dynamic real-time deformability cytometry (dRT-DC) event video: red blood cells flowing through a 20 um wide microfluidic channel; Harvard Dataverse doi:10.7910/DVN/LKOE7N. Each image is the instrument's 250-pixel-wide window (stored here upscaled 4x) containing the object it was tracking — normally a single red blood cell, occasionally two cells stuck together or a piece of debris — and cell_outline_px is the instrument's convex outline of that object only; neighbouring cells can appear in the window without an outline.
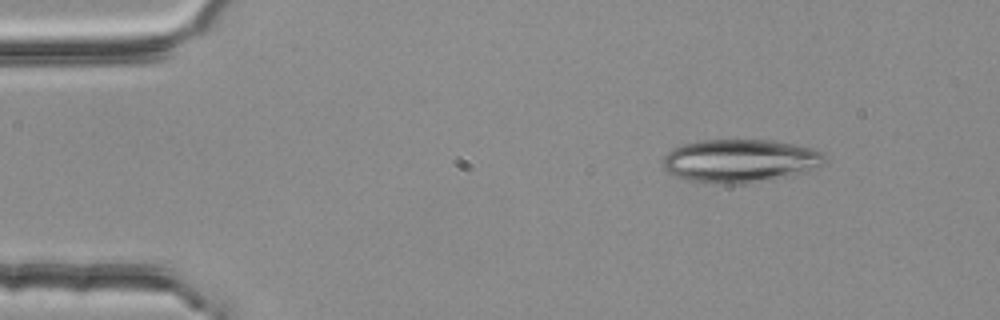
{"species": "common noctule bat (a hibernating species)", "species_latin": "Nyctalus noctula", "temperature_condition": "room temperature", "stored_images_in_passage": 3, "camera_frame_rate_fps": 3000, "um_per_image_px": 0.085, "animal": {"sex": "female", "body_mass_g": 25.1}, "frame": {"image": 1, "passage_image": 1, "time_ms": 0.0, "image_size_px": [1000, 320], "cell_outline_px": [[824, 160], [816, 168], [788, 176], [772, 180], [744, 184], [712, 184], [688, 180], [676, 176], [668, 172], [664, 168], [664, 156], [672, 148], [684, 144], [704, 140], [772, 140], [796, 144], [812, 148], [824, 152]], "centroid_in_image_um": [62.9, 13.68], "position_along_channel_um": 22.1, "area_um2": 40.92}}